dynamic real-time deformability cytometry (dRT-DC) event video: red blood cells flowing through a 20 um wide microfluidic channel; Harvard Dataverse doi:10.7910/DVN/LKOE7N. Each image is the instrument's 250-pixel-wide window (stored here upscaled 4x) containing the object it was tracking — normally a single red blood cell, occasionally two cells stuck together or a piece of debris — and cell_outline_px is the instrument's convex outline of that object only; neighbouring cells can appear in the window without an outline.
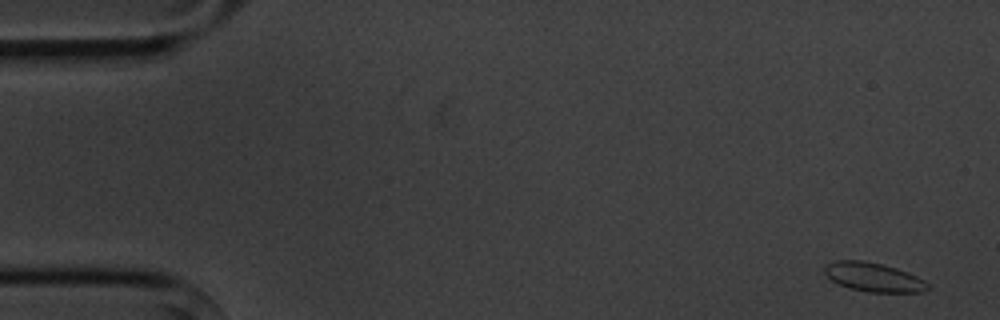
{"species": "common noctule bat (a hibernating species)", "species_latin": "Nyctalus noctula", "temperature_condition": "cold", "stored_images_in_passage": 5, "camera_frame_rate_fps": 3000, "um_per_image_px": 0.085, "animal": {"sex": "male", "body_mass_g": 20.1, "forearm_length_mm": 53.5}, "frame": {"image": 1, "passage_image": 1, "time_ms": 0.0, "image_size_px": [1000, 320], "cell_outline_px": [[928, 288], [920, 292], [868, 292], [848, 288], [832, 280], [824, 272], [824, 264], [836, 260], [864, 260], [896, 268], [908, 272], [924, 280], [928, 284]], "centroid_in_image_um": [74.21, 23.55], "position_along_channel_um": 10.8, "area_um2": 17.34}}
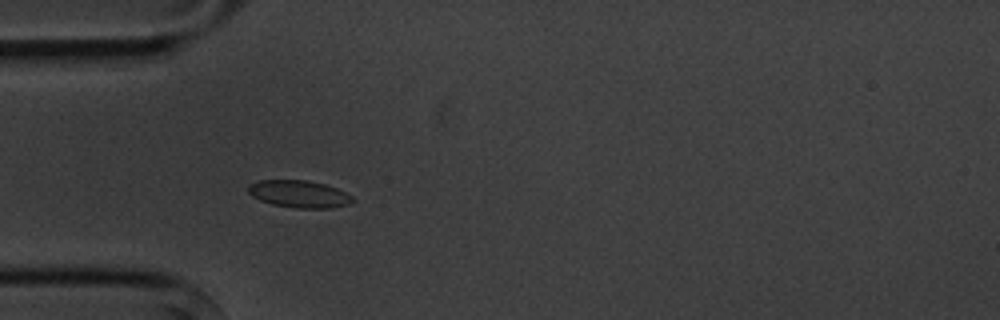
{"frame": {"image": 2, "passage_image": 5, "time_ms": 4.667, "image_size_px": [1000, 320], "cell_outline_px": [[356, 200], [348, 204], [332, 208], [296, 208], [272, 204], [260, 200], [252, 196], [248, 192], [248, 184], [260, 180], [308, 180], [324, 184], [336, 188], [352, 196]], "centroid_in_image_um": [25.42, 16.49], "position_along_channel_um": 59.6, "area_um2": 16.59}}